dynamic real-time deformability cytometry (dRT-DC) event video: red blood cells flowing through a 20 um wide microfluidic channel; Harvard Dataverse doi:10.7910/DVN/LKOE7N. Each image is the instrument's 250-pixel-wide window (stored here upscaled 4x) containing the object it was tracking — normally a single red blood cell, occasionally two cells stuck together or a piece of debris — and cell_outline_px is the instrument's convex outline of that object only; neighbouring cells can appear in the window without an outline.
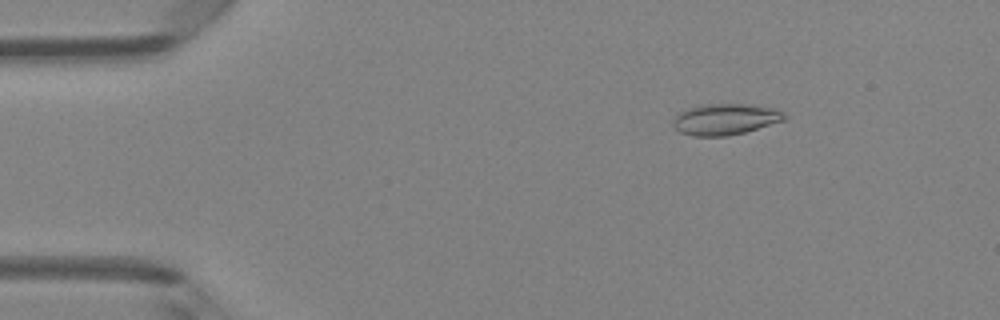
{"species": "Egyptian fruit bat (a non-hibernating species)", "species_latin": "Rousettus aegyptiacus", "temperature_condition": "room temperature", "stored_images_in_passage": 4, "camera_frame_rate_fps": 3000, "um_per_image_px": 0.085, "animal": {"sex": "female"}, "frame": {"image": 1, "passage_image": 2, "time_ms": 0.333, "image_size_px": [1000, 320], "cell_outline_px": [[788, 116], [784, 120], [744, 132], [728, 136], [692, 136], [680, 132], [672, 124], [672, 120], [680, 112], [688, 108], [700, 104], [748, 104], [772, 108], [784, 112]], "centroid_in_image_um": [61.63, 10.13], "position_along_channel_um": 23.4, "area_um2": 20.17}}